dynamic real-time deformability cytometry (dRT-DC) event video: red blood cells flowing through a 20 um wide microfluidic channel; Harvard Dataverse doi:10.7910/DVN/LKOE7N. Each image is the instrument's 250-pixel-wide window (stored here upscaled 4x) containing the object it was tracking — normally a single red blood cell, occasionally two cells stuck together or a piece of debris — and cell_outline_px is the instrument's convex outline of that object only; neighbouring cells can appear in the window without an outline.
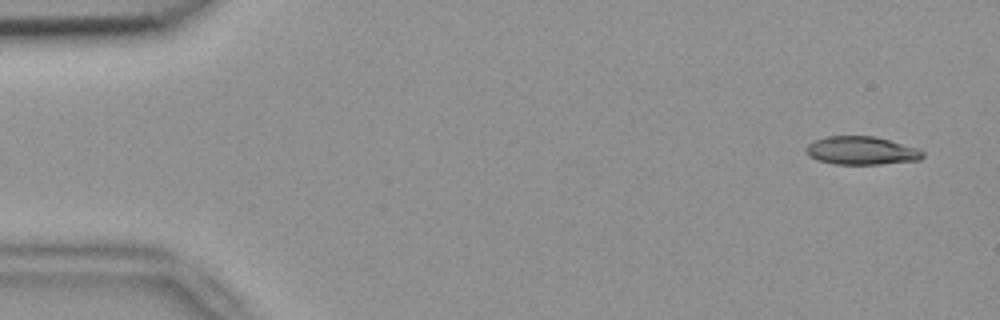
{"species": "common noctule bat (a hibernating species)", "species_latin": "Nyctalus noctula", "temperature_condition": "room temperature", "stored_images_in_passage": 4, "camera_frame_rate_fps": 3000, "um_per_image_px": 0.085, "animal": {"sex": "female", "body_mass_g": 18.4}, "frame": {"image": 1, "passage_image": 1, "time_ms": 0.0, "image_size_px": [1000, 320], "cell_outline_px": [[924, 156], [920, 160], [880, 164], [836, 164], [820, 160], [808, 156], [804, 152], [804, 148], [808, 144], [816, 140], [828, 136], [876, 136], [920, 148], [924, 152]], "centroid_in_image_um": [73.25, 12.79], "position_along_channel_um": 11.7, "area_um2": 19.36}}
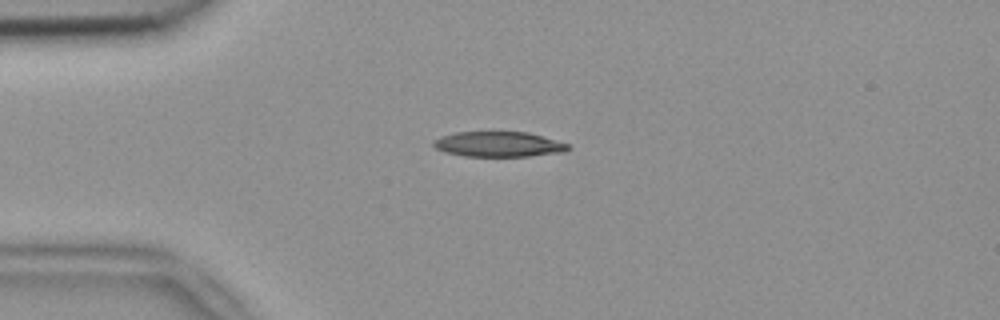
{"frame": {"image": 2, "passage_image": 4, "time_ms": 1.0, "image_size_px": [1000, 320], "cell_outline_px": [[572, 148], [564, 152], [528, 156], [464, 156], [444, 152], [436, 148], [432, 144], [432, 140], [440, 136], [456, 132], [528, 132], [568, 144]], "centroid_in_image_um": [42.34, 12.26], "position_along_channel_um": 42.7, "area_um2": 19.77}}